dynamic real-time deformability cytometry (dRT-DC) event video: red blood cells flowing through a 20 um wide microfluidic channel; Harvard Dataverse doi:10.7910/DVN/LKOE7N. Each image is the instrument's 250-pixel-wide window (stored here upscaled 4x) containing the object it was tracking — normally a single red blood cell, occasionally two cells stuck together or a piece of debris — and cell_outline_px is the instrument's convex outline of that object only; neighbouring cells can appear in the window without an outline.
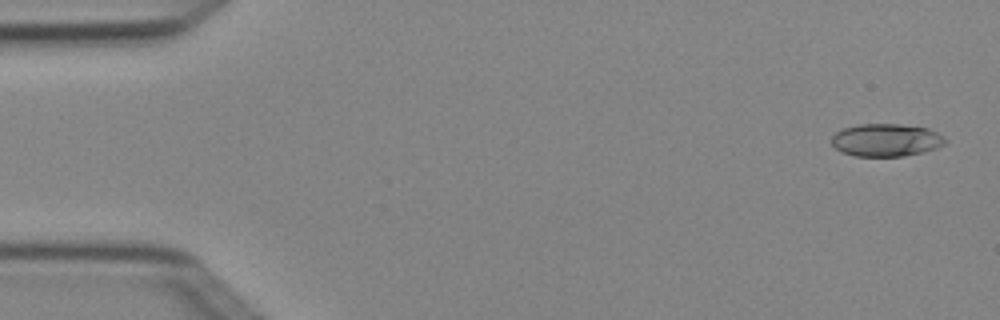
{"species": "Egyptian fruit bat (a non-hibernating species)", "species_latin": "Rousettus aegyptiacus", "temperature_condition": "cold", "stored_images_in_passage": 4, "camera_frame_rate_fps": 3000, "um_per_image_px": 0.085, "animal": {"sex": "female"}, "frame": {"image": 1, "passage_image": 1, "time_ms": 0.0, "image_size_px": [1000, 320], "cell_outline_px": [[948, 144], [924, 152], [904, 156], [852, 156], [840, 152], [832, 144], [832, 136], [836, 132], [844, 128], [860, 124], [900, 124], [928, 128], [936, 132], [948, 140]], "centroid_in_image_um": [75.34, 11.91], "position_along_channel_um": 9.7, "area_um2": 21.85}}
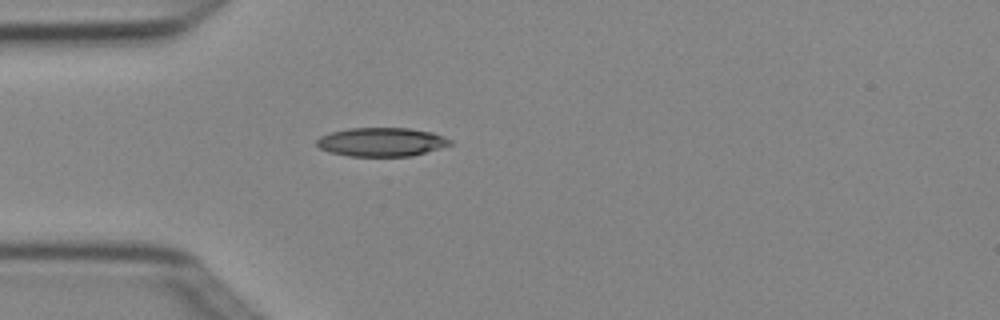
{"frame": {"image": 2, "passage_image": 4, "time_ms": 1.0, "image_size_px": [1000, 320], "cell_outline_px": [[452, 144], [440, 148], [412, 156], [348, 156], [332, 152], [320, 148], [316, 144], [316, 140], [320, 136], [332, 132], [348, 128], [408, 128], [432, 132], [452, 140]], "centroid_in_image_um": [32.43, 12.06], "position_along_channel_um": 52.6, "area_um2": 22.25}}